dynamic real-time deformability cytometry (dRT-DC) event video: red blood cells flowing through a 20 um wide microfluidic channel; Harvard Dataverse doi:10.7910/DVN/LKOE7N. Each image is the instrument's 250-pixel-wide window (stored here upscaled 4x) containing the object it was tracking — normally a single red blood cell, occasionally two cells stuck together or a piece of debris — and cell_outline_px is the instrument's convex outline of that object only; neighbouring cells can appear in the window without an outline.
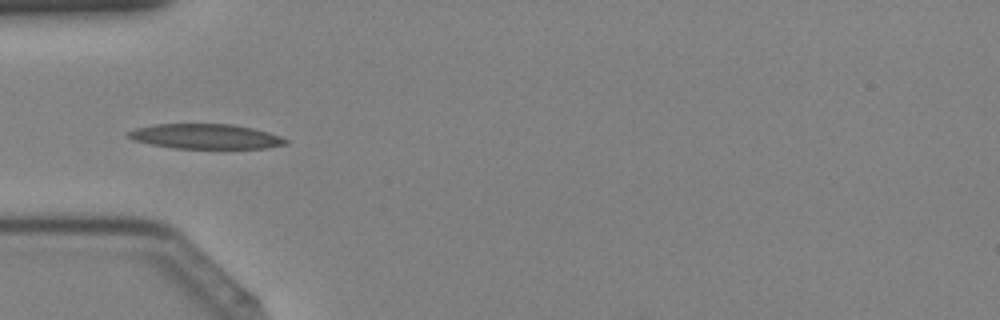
{"species": "Egyptian fruit bat (a non-hibernating species)", "species_latin": "Rousettus aegyptiacus", "temperature_condition": "cold", "stored_images_in_passage": 41, "camera_frame_rate_fps": 3000, "um_per_image_px": 0.085, "animal": {"sex": "female"}, "frame": {"image": 1, "passage_image": 13, "time_ms": 4.0, "image_size_px": [1000, 320], "cell_outline_px": [[288, 144], [264, 148], [172, 148], [132, 140], [124, 132], [136, 128], [152, 124], [232, 124], [252, 128], [268, 132], [280, 136], [288, 140]], "centroid_in_image_um": [17.44, 11.59], "position_along_channel_um": 67.6, "area_um2": 22.83}}
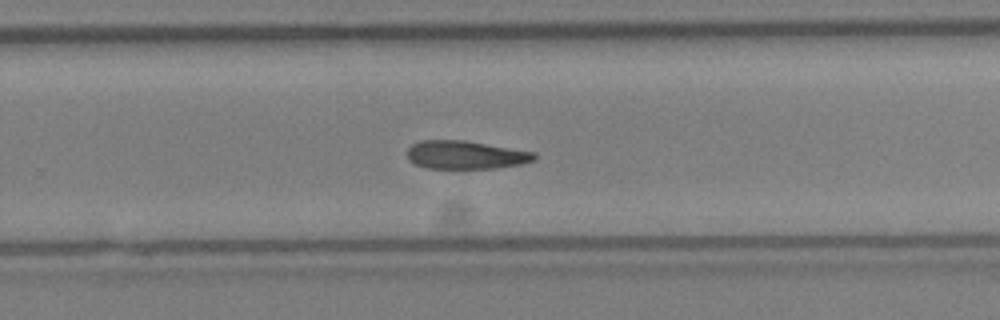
{"frame": {"image": 2, "passage_image": 27, "time_ms": 8.667, "image_size_px": [1000, 320], "cell_outline_px": [[536, 160], [520, 164], [496, 168], [428, 168], [416, 164], [408, 160], [408, 148], [412, 144], [420, 140], [464, 140], [536, 152]], "centroid_in_image_um": [39.59, 13.16], "position_along_channel_um": 290.2, "area_um2": 20.92}}
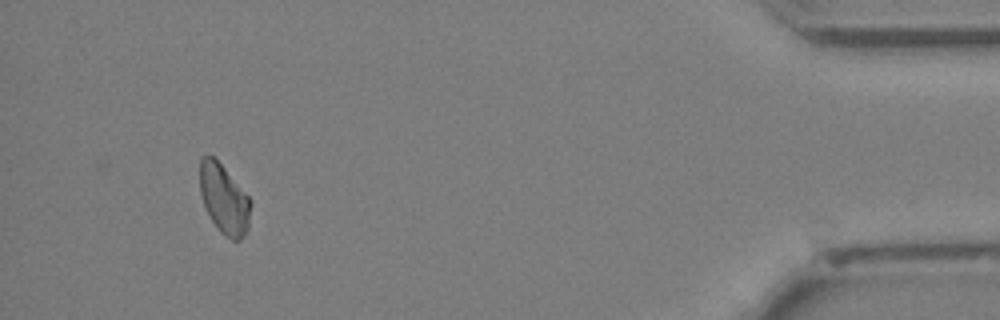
{"frame": {"image": 3, "passage_image": 39, "time_ms": 12.667, "image_size_px": [1000, 320], "cell_outline_px": [[252, 204], [248, 228], [244, 236], [240, 240], [232, 240], [220, 232], [204, 208], [200, 192], [200, 156], [208, 152], [224, 168], [248, 196]], "centroid_in_image_um": [19.03, 16.92], "position_along_channel_um": 416.2, "area_um2": 20.63}}